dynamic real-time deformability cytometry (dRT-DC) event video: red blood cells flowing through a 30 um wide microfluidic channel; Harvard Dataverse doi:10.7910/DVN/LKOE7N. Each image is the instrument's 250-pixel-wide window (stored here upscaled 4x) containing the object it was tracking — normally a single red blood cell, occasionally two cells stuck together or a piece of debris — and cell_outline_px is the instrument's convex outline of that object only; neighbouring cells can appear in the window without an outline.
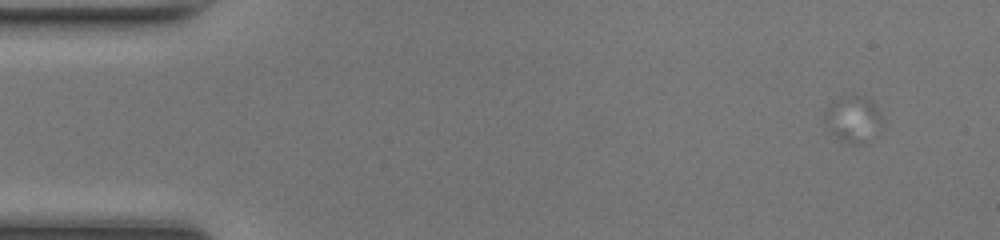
{"species": "common noctule bat (a hibernating species)", "species_latin": "Nyctalus noctula", "temperature_condition": "room temperature", "stored_images_in_passage": 30, "camera_frame_rate_fps": 3000, "um_per_image_px": 0.085, "animal": {"sex": "female", "body_mass_g": 17.0, "forearm_length_mm": 48.0}, "frame": {"image": 1, "passage_image": 5, "time_ms": 1.333, "image_size_px": [1000, 240], "cell_outline_px": [[880, 120], [864, 140], [860, 144], [852, 144], [840, 140], [832, 132], [824, 120], [824, 112], [836, 100], [852, 92], [864, 96], [876, 104], [880, 116]], "centroid_in_image_um": [72.44, 10.03], "position_along_channel_um": 12.6, "area_um2": 14.62}}
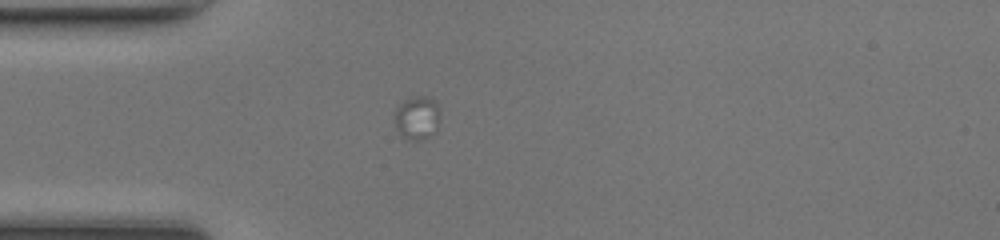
{"frame": {"image": 2, "passage_image": 18, "time_ms": 5.667, "image_size_px": [1000, 240], "cell_outline_px": [[440, 116], [436, 132], [420, 140], [404, 140], [400, 136], [396, 128], [392, 116], [396, 108], [404, 100], [416, 96], [428, 96], [436, 100], [440, 108]], "centroid_in_image_um": [35.44, 10.01], "position_along_channel_um": 49.6, "area_um2": 12.08}}
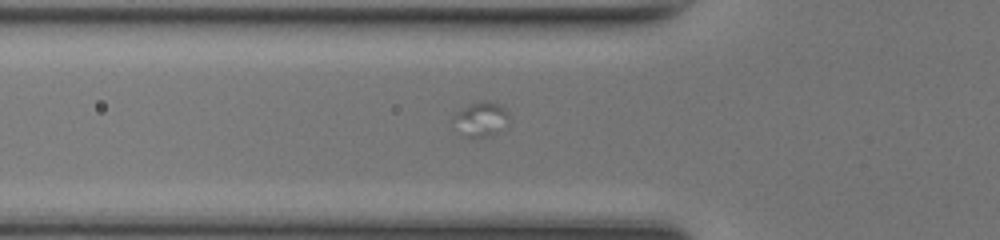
{"frame": {"image": 3, "passage_image": 22, "time_ms": 7.0, "image_size_px": [1000, 240], "cell_outline_px": [[508, 124], [496, 132], [488, 136], [464, 136], [452, 128], [452, 116], [456, 112], [480, 100], [488, 100], [500, 104], [508, 112]], "centroid_in_image_um": [40.83, 10.12], "position_along_channel_um": 85.0, "area_um2": 11.33}}